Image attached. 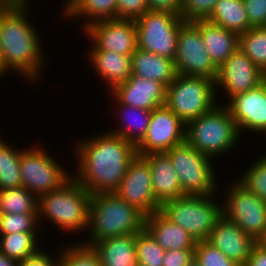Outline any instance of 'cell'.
Masks as SVG:
<instances>
[{"mask_svg": "<svg viewBox=\"0 0 266 266\" xmlns=\"http://www.w3.org/2000/svg\"><path fill=\"white\" fill-rule=\"evenodd\" d=\"M59 258L51 259L48 252L40 249L37 253L31 255L30 257L19 261V266H61L60 253H58Z\"/></svg>", "mask_w": 266, "mask_h": 266, "instance_id": "cell-42", "label": "cell"}, {"mask_svg": "<svg viewBox=\"0 0 266 266\" xmlns=\"http://www.w3.org/2000/svg\"><path fill=\"white\" fill-rule=\"evenodd\" d=\"M0 266H19V262L6 257L0 252Z\"/></svg>", "mask_w": 266, "mask_h": 266, "instance_id": "cell-45", "label": "cell"}, {"mask_svg": "<svg viewBox=\"0 0 266 266\" xmlns=\"http://www.w3.org/2000/svg\"><path fill=\"white\" fill-rule=\"evenodd\" d=\"M63 8L67 19L87 18L82 29L97 21L117 18V0H68Z\"/></svg>", "mask_w": 266, "mask_h": 266, "instance_id": "cell-26", "label": "cell"}, {"mask_svg": "<svg viewBox=\"0 0 266 266\" xmlns=\"http://www.w3.org/2000/svg\"><path fill=\"white\" fill-rule=\"evenodd\" d=\"M199 29L214 65L219 68L239 46V35L208 20L193 22Z\"/></svg>", "mask_w": 266, "mask_h": 266, "instance_id": "cell-21", "label": "cell"}, {"mask_svg": "<svg viewBox=\"0 0 266 266\" xmlns=\"http://www.w3.org/2000/svg\"><path fill=\"white\" fill-rule=\"evenodd\" d=\"M194 256L200 266H240L207 240L196 242Z\"/></svg>", "mask_w": 266, "mask_h": 266, "instance_id": "cell-37", "label": "cell"}, {"mask_svg": "<svg viewBox=\"0 0 266 266\" xmlns=\"http://www.w3.org/2000/svg\"><path fill=\"white\" fill-rule=\"evenodd\" d=\"M240 136L229 109L223 104L186 124L185 141L210 158L230 152Z\"/></svg>", "mask_w": 266, "mask_h": 266, "instance_id": "cell-5", "label": "cell"}, {"mask_svg": "<svg viewBox=\"0 0 266 266\" xmlns=\"http://www.w3.org/2000/svg\"><path fill=\"white\" fill-rule=\"evenodd\" d=\"M184 20L166 11L149 10L135 21L137 47L173 59L176 56L179 30Z\"/></svg>", "mask_w": 266, "mask_h": 266, "instance_id": "cell-9", "label": "cell"}, {"mask_svg": "<svg viewBox=\"0 0 266 266\" xmlns=\"http://www.w3.org/2000/svg\"><path fill=\"white\" fill-rule=\"evenodd\" d=\"M112 98L115 99L116 104L119 105V111L121 110L120 115H123V118L121 117L123 120V126L120 125V127L118 126L117 129L114 128L109 132L117 134L126 141L137 146L147 133L152 111L121 104L113 95Z\"/></svg>", "mask_w": 266, "mask_h": 266, "instance_id": "cell-27", "label": "cell"}, {"mask_svg": "<svg viewBox=\"0 0 266 266\" xmlns=\"http://www.w3.org/2000/svg\"><path fill=\"white\" fill-rule=\"evenodd\" d=\"M238 48L266 74V27H251L240 34Z\"/></svg>", "mask_w": 266, "mask_h": 266, "instance_id": "cell-32", "label": "cell"}, {"mask_svg": "<svg viewBox=\"0 0 266 266\" xmlns=\"http://www.w3.org/2000/svg\"><path fill=\"white\" fill-rule=\"evenodd\" d=\"M28 0H0V5H7V4H24L27 3Z\"/></svg>", "mask_w": 266, "mask_h": 266, "instance_id": "cell-46", "label": "cell"}, {"mask_svg": "<svg viewBox=\"0 0 266 266\" xmlns=\"http://www.w3.org/2000/svg\"><path fill=\"white\" fill-rule=\"evenodd\" d=\"M142 157L149 163L154 196L160 205L184 196L178 175L166 152H153Z\"/></svg>", "mask_w": 266, "mask_h": 266, "instance_id": "cell-20", "label": "cell"}, {"mask_svg": "<svg viewBox=\"0 0 266 266\" xmlns=\"http://www.w3.org/2000/svg\"><path fill=\"white\" fill-rule=\"evenodd\" d=\"M37 233H12L0 235V252L15 261H22L37 253Z\"/></svg>", "mask_w": 266, "mask_h": 266, "instance_id": "cell-30", "label": "cell"}, {"mask_svg": "<svg viewBox=\"0 0 266 266\" xmlns=\"http://www.w3.org/2000/svg\"><path fill=\"white\" fill-rule=\"evenodd\" d=\"M207 241L240 266L247 262L257 244L235 222L223 215L217 219Z\"/></svg>", "mask_w": 266, "mask_h": 266, "instance_id": "cell-19", "label": "cell"}, {"mask_svg": "<svg viewBox=\"0 0 266 266\" xmlns=\"http://www.w3.org/2000/svg\"><path fill=\"white\" fill-rule=\"evenodd\" d=\"M194 260V249L167 250L163 266H188Z\"/></svg>", "mask_w": 266, "mask_h": 266, "instance_id": "cell-41", "label": "cell"}, {"mask_svg": "<svg viewBox=\"0 0 266 266\" xmlns=\"http://www.w3.org/2000/svg\"><path fill=\"white\" fill-rule=\"evenodd\" d=\"M60 250L61 266H101L92 247L77 243Z\"/></svg>", "mask_w": 266, "mask_h": 266, "instance_id": "cell-35", "label": "cell"}, {"mask_svg": "<svg viewBox=\"0 0 266 266\" xmlns=\"http://www.w3.org/2000/svg\"><path fill=\"white\" fill-rule=\"evenodd\" d=\"M85 35L92 40L91 50H105L118 54L132 55L137 47V33L134 20L109 19L97 21L85 29Z\"/></svg>", "mask_w": 266, "mask_h": 266, "instance_id": "cell-15", "label": "cell"}, {"mask_svg": "<svg viewBox=\"0 0 266 266\" xmlns=\"http://www.w3.org/2000/svg\"><path fill=\"white\" fill-rule=\"evenodd\" d=\"M188 266H200V265L194 260Z\"/></svg>", "mask_w": 266, "mask_h": 266, "instance_id": "cell-48", "label": "cell"}, {"mask_svg": "<svg viewBox=\"0 0 266 266\" xmlns=\"http://www.w3.org/2000/svg\"><path fill=\"white\" fill-rule=\"evenodd\" d=\"M39 226L38 214L0 215V235L12 233H35ZM36 227V228H35Z\"/></svg>", "mask_w": 266, "mask_h": 266, "instance_id": "cell-36", "label": "cell"}, {"mask_svg": "<svg viewBox=\"0 0 266 266\" xmlns=\"http://www.w3.org/2000/svg\"><path fill=\"white\" fill-rule=\"evenodd\" d=\"M266 79L251 59L238 48L218 68L215 87H221L229 99L257 87Z\"/></svg>", "mask_w": 266, "mask_h": 266, "instance_id": "cell-16", "label": "cell"}, {"mask_svg": "<svg viewBox=\"0 0 266 266\" xmlns=\"http://www.w3.org/2000/svg\"><path fill=\"white\" fill-rule=\"evenodd\" d=\"M45 151L41 146L21 150L22 186L37 198L59 188L72 176Z\"/></svg>", "mask_w": 266, "mask_h": 266, "instance_id": "cell-11", "label": "cell"}, {"mask_svg": "<svg viewBox=\"0 0 266 266\" xmlns=\"http://www.w3.org/2000/svg\"><path fill=\"white\" fill-rule=\"evenodd\" d=\"M115 194L145 216L160 211L161 205L154 196L149 163L140 155H136L129 163Z\"/></svg>", "mask_w": 266, "mask_h": 266, "instance_id": "cell-13", "label": "cell"}, {"mask_svg": "<svg viewBox=\"0 0 266 266\" xmlns=\"http://www.w3.org/2000/svg\"><path fill=\"white\" fill-rule=\"evenodd\" d=\"M76 145L78 170L73 177L91 195L115 192L137 155L135 145L111 132L85 138Z\"/></svg>", "mask_w": 266, "mask_h": 266, "instance_id": "cell-1", "label": "cell"}, {"mask_svg": "<svg viewBox=\"0 0 266 266\" xmlns=\"http://www.w3.org/2000/svg\"><path fill=\"white\" fill-rule=\"evenodd\" d=\"M91 194L72 176L59 188L38 198V218L47 217L68 232L88 227Z\"/></svg>", "mask_w": 266, "mask_h": 266, "instance_id": "cell-4", "label": "cell"}, {"mask_svg": "<svg viewBox=\"0 0 266 266\" xmlns=\"http://www.w3.org/2000/svg\"><path fill=\"white\" fill-rule=\"evenodd\" d=\"M91 247L101 266H138L136 235L109 237Z\"/></svg>", "mask_w": 266, "mask_h": 266, "instance_id": "cell-23", "label": "cell"}, {"mask_svg": "<svg viewBox=\"0 0 266 266\" xmlns=\"http://www.w3.org/2000/svg\"><path fill=\"white\" fill-rule=\"evenodd\" d=\"M136 250L139 266H163L165 250L145 228L136 234Z\"/></svg>", "mask_w": 266, "mask_h": 266, "instance_id": "cell-33", "label": "cell"}, {"mask_svg": "<svg viewBox=\"0 0 266 266\" xmlns=\"http://www.w3.org/2000/svg\"><path fill=\"white\" fill-rule=\"evenodd\" d=\"M219 0H182L181 18L186 22L207 20Z\"/></svg>", "mask_w": 266, "mask_h": 266, "instance_id": "cell-38", "label": "cell"}, {"mask_svg": "<svg viewBox=\"0 0 266 266\" xmlns=\"http://www.w3.org/2000/svg\"><path fill=\"white\" fill-rule=\"evenodd\" d=\"M149 10L166 11L180 16L182 0H147Z\"/></svg>", "mask_w": 266, "mask_h": 266, "instance_id": "cell-43", "label": "cell"}, {"mask_svg": "<svg viewBox=\"0 0 266 266\" xmlns=\"http://www.w3.org/2000/svg\"><path fill=\"white\" fill-rule=\"evenodd\" d=\"M110 92L121 104L145 110L152 111L166 102V87L162 83L137 75H131Z\"/></svg>", "mask_w": 266, "mask_h": 266, "instance_id": "cell-18", "label": "cell"}, {"mask_svg": "<svg viewBox=\"0 0 266 266\" xmlns=\"http://www.w3.org/2000/svg\"><path fill=\"white\" fill-rule=\"evenodd\" d=\"M214 195H184L168 200L161 205L160 212L185 229L196 242L205 241L222 215L221 204L214 201Z\"/></svg>", "mask_w": 266, "mask_h": 266, "instance_id": "cell-7", "label": "cell"}, {"mask_svg": "<svg viewBox=\"0 0 266 266\" xmlns=\"http://www.w3.org/2000/svg\"><path fill=\"white\" fill-rule=\"evenodd\" d=\"M166 153L178 175L184 195L216 194L218 185L212 158L194 149L186 141L172 147Z\"/></svg>", "mask_w": 266, "mask_h": 266, "instance_id": "cell-8", "label": "cell"}, {"mask_svg": "<svg viewBox=\"0 0 266 266\" xmlns=\"http://www.w3.org/2000/svg\"><path fill=\"white\" fill-rule=\"evenodd\" d=\"M38 214V198L27 188L0 191V215Z\"/></svg>", "mask_w": 266, "mask_h": 266, "instance_id": "cell-29", "label": "cell"}, {"mask_svg": "<svg viewBox=\"0 0 266 266\" xmlns=\"http://www.w3.org/2000/svg\"><path fill=\"white\" fill-rule=\"evenodd\" d=\"M21 150L12 148L0 138V191L22 187Z\"/></svg>", "mask_w": 266, "mask_h": 266, "instance_id": "cell-31", "label": "cell"}, {"mask_svg": "<svg viewBox=\"0 0 266 266\" xmlns=\"http://www.w3.org/2000/svg\"><path fill=\"white\" fill-rule=\"evenodd\" d=\"M174 62L177 74L216 79L218 68L206 51L200 29L193 22L184 21L180 26Z\"/></svg>", "mask_w": 266, "mask_h": 266, "instance_id": "cell-12", "label": "cell"}, {"mask_svg": "<svg viewBox=\"0 0 266 266\" xmlns=\"http://www.w3.org/2000/svg\"><path fill=\"white\" fill-rule=\"evenodd\" d=\"M262 243L266 246V239Z\"/></svg>", "mask_w": 266, "mask_h": 266, "instance_id": "cell-49", "label": "cell"}, {"mask_svg": "<svg viewBox=\"0 0 266 266\" xmlns=\"http://www.w3.org/2000/svg\"><path fill=\"white\" fill-rule=\"evenodd\" d=\"M144 228L165 251L195 249V239L185 229L171 222L160 211L145 216Z\"/></svg>", "mask_w": 266, "mask_h": 266, "instance_id": "cell-22", "label": "cell"}, {"mask_svg": "<svg viewBox=\"0 0 266 266\" xmlns=\"http://www.w3.org/2000/svg\"><path fill=\"white\" fill-rule=\"evenodd\" d=\"M89 58L92 67L99 77L105 80L110 91L132 75L131 55L118 54L105 50H90Z\"/></svg>", "mask_w": 266, "mask_h": 266, "instance_id": "cell-24", "label": "cell"}, {"mask_svg": "<svg viewBox=\"0 0 266 266\" xmlns=\"http://www.w3.org/2000/svg\"><path fill=\"white\" fill-rule=\"evenodd\" d=\"M144 226L145 215L115 192L92 194L87 227L90 240L82 244L91 247L109 237L136 235Z\"/></svg>", "mask_w": 266, "mask_h": 266, "instance_id": "cell-3", "label": "cell"}, {"mask_svg": "<svg viewBox=\"0 0 266 266\" xmlns=\"http://www.w3.org/2000/svg\"><path fill=\"white\" fill-rule=\"evenodd\" d=\"M207 20L238 35L251 28L242 0H219Z\"/></svg>", "mask_w": 266, "mask_h": 266, "instance_id": "cell-28", "label": "cell"}, {"mask_svg": "<svg viewBox=\"0 0 266 266\" xmlns=\"http://www.w3.org/2000/svg\"><path fill=\"white\" fill-rule=\"evenodd\" d=\"M244 173V174H243ZM238 181L250 192L266 201V155H261L243 172Z\"/></svg>", "mask_w": 266, "mask_h": 266, "instance_id": "cell-34", "label": "cell"}, {"mask_svg": "<svg viewBox=\"0 0 266 266\" xmlns=\"http://www.w3.org/2000/svg\"><path fill=\"white\" fill-rule=\"evenodd\" d=\"M148 11L147 0H117V19L136 21Z\"/></svg>", "mask_w": 266, "mask_h": 266, "instance_id": "cell-39", "label": "cell"}, {"mask_svg": "<svg viewBox=\"0 0 266 266\" xmlns=\"http://www.w3.org/2000/svg\"><path fill=\"white\" fill-rule=\"evenodd\" d=\"M217 89L214 79L178 74L166 87L165 105L186 125L217 105Z\"/></svg>", "mask_w": 266, "mask_h": 266, "instance_id": "cell-6", "label": "cell"}, {"mask_svg": "<svg viewBox=\"0 0 266 266\" xmlns=\"http://www.w3.org/2000/svg\"><path fill=\"white\" fill-rule=\"evenodd\" d=\"M132 75L151 79L167 87L178 75L173 59L137 48L131 55Z\"/></svg>", "mask_w": 266, "mask_h": 266, "instance_id": "cell-25", "label": "cell"}, {"mask_svg": "<svg viewBox=\"0 0 266 266\" xmlns=\"http://www.w3.org/2000/svg\"><path fill=\"white\" fill-rule=\"evenodd\" d=\"M186 125L166 105L151 112L149 127L145 137L136 146L137 155L153 152H167L185 142Z\"/></svg>", "mask_w": 266, "mask_h": 266, "instance_id": "cell-14", "label": "cell"}, {"mask_svg": "<svg viewBox=\"0 0 266 266\" xmlns=\"http://www.w3.org/2000/svg\"><path fill=\"white\" fill-rule=\"evenodd\" d=\"M251 27H266V0H242Z\"/></svg>", "mask_w": 266, "mask_h": 266, "instance_id": "cell-40", "label": "cell"}, {"mask_svg": "<svg viewBox=\"0 0 266 266\" xmlns=\"http://www.w3.org/2000/svg\"><path fill=\"white\" fill-rule=\"evenodd\" d=\"M227 191L222 215L235 222L248 236L257 243L266 239V201L250 192L238 180ZM226 201V202H225Z\"/></svg>", "mask_w": 266, "mask_h": 266, "instance_id": "cell-10", "label": "cell"}, {"mask_svg": "<svg viewBox=\"0 0 266 266\" xmlns=\"http://www.w3.org/2000/svg\"><path fill=\"white\" fill-rule=\"evenodd\" d=\"M228 100L225 106L229 109L240 135L244 129L266 133V79L257 87Z\"/></svg>", "mask_w": 266, "mask_h": 266, "instance_id": "cell-17", "label": "cell"}, {"mask_svg": "<svg viewBox=\"0 0 266 266\" xmlns=\"http://www.w3.org/2000/svg\"><path fill=\"white\" fill-rule=\"evenodd\" d=\"M5 74V70L0 57V78Z\"/></svg>", "mask_w": 266, "mask_h": 266, "instance_id": "cell-47", "label": "cell"}, {"mask_svg": "<svg viewBox=\"0 0 266 266\" xmlns=\"http://www.w3.org/2000/svg\"><path fill=\"white\" fill-rule=\"evenodd\" d=\"M243 266H266V246L259 242L257 243Z\"/></svg>", "mask_w": 266, "mask_h": 266, "instance_id": "cell-44", "label": "cell"}, {"mask_svg": "<svg viewBox=\"0 0 266 266\" xmlns=\"http://www.w3.org/2000/svg\"><path fill=\"white\" fill-rule=\"evenodd\" d=\"M27 4L0 5V57L5 73L18 71L32 81L45 62L37 30L28 20Z\"/></svg>", "mask_w": 266, "mask_h": 266, "instance_id": "cell-2", "label": "cell"}]
</instances>
